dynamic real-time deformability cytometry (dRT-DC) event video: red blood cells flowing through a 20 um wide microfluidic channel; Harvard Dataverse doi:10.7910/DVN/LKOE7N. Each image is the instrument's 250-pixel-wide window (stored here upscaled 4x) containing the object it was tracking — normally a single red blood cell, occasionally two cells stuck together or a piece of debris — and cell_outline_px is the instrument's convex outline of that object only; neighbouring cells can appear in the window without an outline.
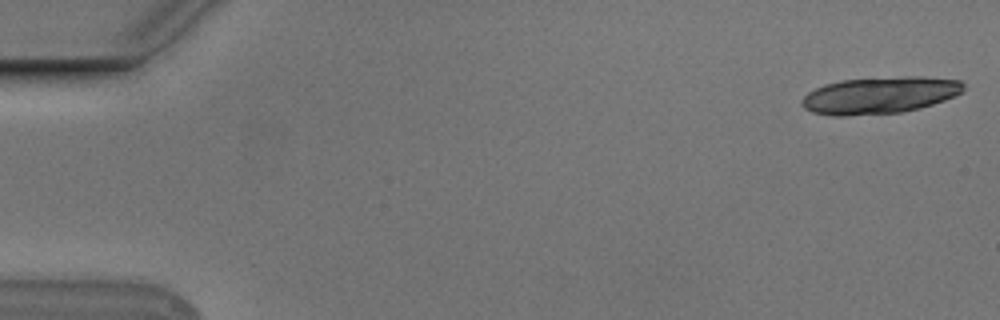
{"species": "Egyptian fruit bat (a non-hibernating species)", "species_latin": "Rousettus aegyptiacus", "temperature_condition": "cold", "stored_images_in_passage": 12, "camera_frame_rate_fps": 3000, "um_per_image_px": 0.085, "animal": {"sex": "male"}, "frame": {"image": 1, "passage_image": 1, "time_ms": 0.0, "image_size_px": [1000, 320], "cell_outline_px": [[964, 92], [956, 96], [920, 108], [900, 112], [848, 116], [832, 116], [812, 112], [804, 108], [800, 104], [800, 100], [808, 92], [824, 84], [840, 80], [904, 76], [924, 76], [960, 80], [964, 84]], "centroid_in_image_um": [74.77, 8.09], "position_along_channel_um": 10.2, "area_um2": 35.08}}